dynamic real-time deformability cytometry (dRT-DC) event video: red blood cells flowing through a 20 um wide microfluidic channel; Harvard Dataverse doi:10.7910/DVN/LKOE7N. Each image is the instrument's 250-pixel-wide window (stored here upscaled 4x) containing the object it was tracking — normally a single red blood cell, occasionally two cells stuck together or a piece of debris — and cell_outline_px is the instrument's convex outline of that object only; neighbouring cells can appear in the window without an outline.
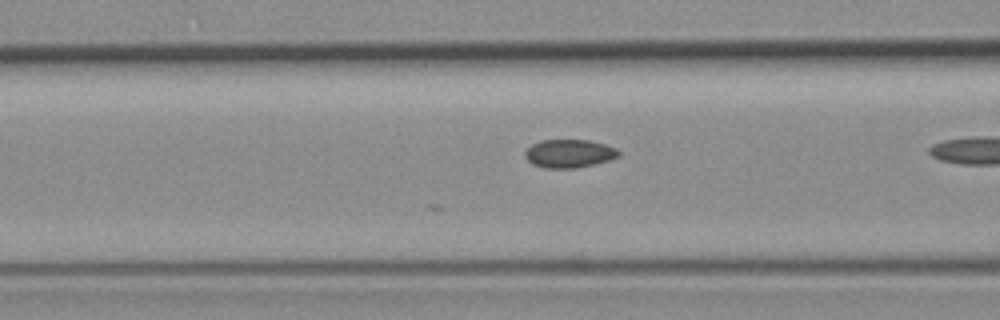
{"species": "common noctule bat (a hibernating species)", "species_latin": "Nyctalus noctula", "temperature_condition": "room temperature", "stored_images_in_passage": 20, "camera_frame_rate_fps": 3000, "um_per_image_px": 0.085, "animal": {"sex": "female", "body_mass_g": 19.3, "forearm_length_mm": 54.1}, "frame": {"image": 1, "passage_image": 19, "time_ms": 6.0, "image_size_px": [1000, 320], "cell_outline_px": [[620, 156], [608, 160], [576, 168], [544, 168], [532, 164], [524, 156], [524, 152], [532, 144], [540, 140], [588, 140], [604, 144], [616, 148], [620, 152]], "centroid_in_image_um": [48.35, 13.05], "position_along_channel_um": 118.2, "area_um2": 15.37}}